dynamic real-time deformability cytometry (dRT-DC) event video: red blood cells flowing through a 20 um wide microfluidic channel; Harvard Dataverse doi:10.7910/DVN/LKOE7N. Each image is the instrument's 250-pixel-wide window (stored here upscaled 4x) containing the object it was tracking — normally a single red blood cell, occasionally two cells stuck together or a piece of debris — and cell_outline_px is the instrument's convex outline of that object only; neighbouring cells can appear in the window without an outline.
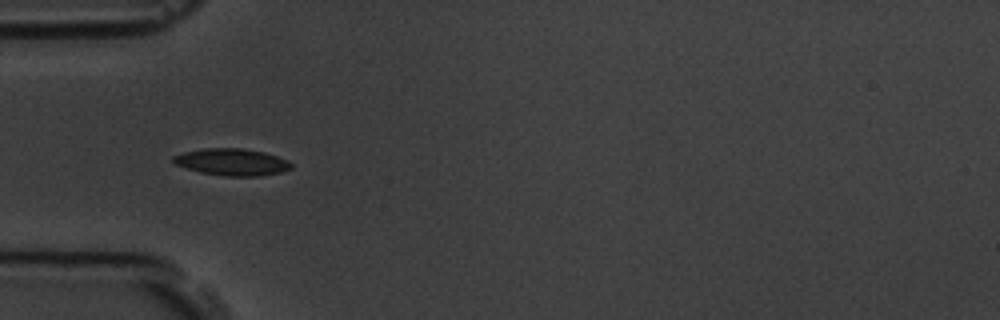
{"species": "common noctule bat (a hibernating species)", "species_latin": "Nyctalus noctula", "temperature_condition": "room temperature", "stored_images_in_passage": 7, "camera_frame_rate_fps": 3000, "um_per_image_px": 0.085, "animal": {"sex": "male", "body_mass_g": 19.5, "forearm_length_mm": 54.6}, "frame": {"image": 1, "passage_image": 5, "time_ms": 5.667, "image_size_px": [1000, 320], "cell_outline_px": [[292, 168], [280, 172], [260, 176], [224, 176], [200, 172], [176, 164], [172, 160], [172, 156], [184, 152], [204, 148], [240, 148], [264, 152], [288, 160], [292, 164]], "centroid_in_image_um": [19.72, 13.77], "position_along_channel_um": 65.3, "area_um2": 18.38}}
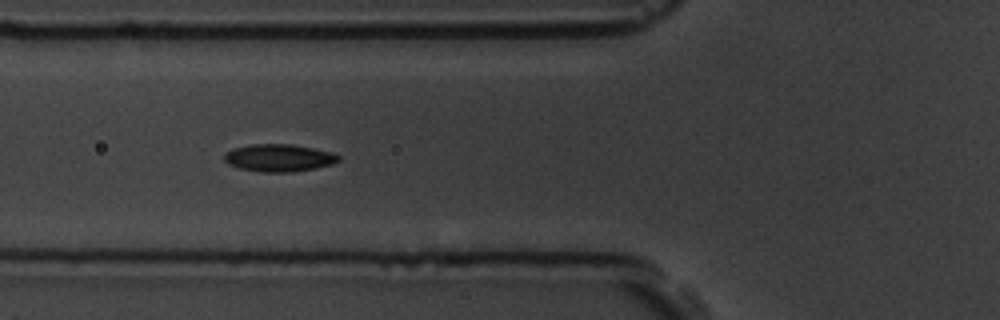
{"frame": {"image": 2, "passage_image": 6, "time_ms": 6.667, "image_size_px": [1000, 320], "cell_outline_px": [[340, 160], [332, 164], [316, 168], [292, 172], [260, 172], [240, 168], [228, 164], [224, 160], [224, 152], [232, 148], [252, 144], [292, 144], [332, 152], [340, 156]], "centroid_in_image_um": [23.69, 13.41], "position_along_channel_um": 102.1, "area_um2": 18.38}}
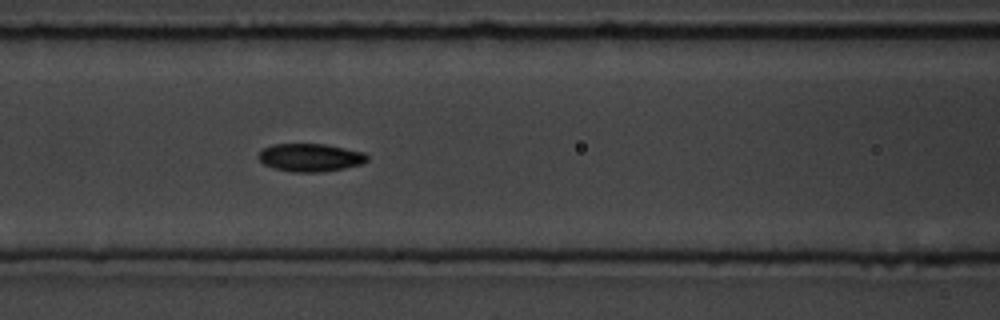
{"frame": {"image": 3, "passage_image": 7, "time_ms": 7.667, "image_size_px": [1000, 320], "cell_outline_px": [[368, 160], [360, 164], [344, 168], [320, 172], [292, 172], [276, 168], [264, 164], [256, 156], [264, 148], [272, 144], [324, 144], [364, 152], [368, 156]], "centroid_in_image_um": [26.37, 13.38], "position_along_channel_um": 140.2, "area_um2": 17.57}}